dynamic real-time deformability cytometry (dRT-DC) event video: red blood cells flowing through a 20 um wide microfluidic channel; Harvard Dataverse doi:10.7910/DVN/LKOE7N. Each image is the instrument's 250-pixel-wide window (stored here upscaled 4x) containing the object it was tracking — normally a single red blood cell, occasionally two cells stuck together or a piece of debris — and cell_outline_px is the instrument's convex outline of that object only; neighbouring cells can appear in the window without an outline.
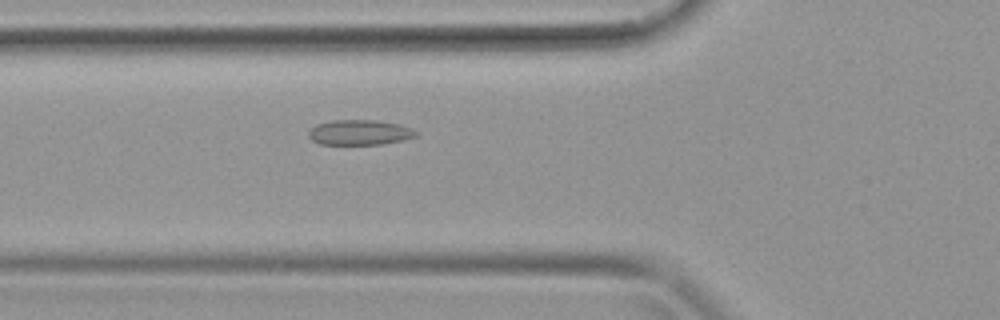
{"species": "common noctule bat (a hibernating species)", "species_latin": "Nyctalus noctula", "temperature_condition": "warm", "stored_images_in_passage": 29, "camera_frame_rate_fps": 3000, "um_per_image_px": 0.085, "animal": {"sex": "female", "body_mass_g": 19.9}, "frame": {"image": 1, "passage_image": 4, "time_ms": 1.0, "image_size_px": [1000, 320], "cell_outline_px": [[420, 132], [416, 136], [404, 140], [380, 144], [320, 144], [312, 140], [308, 136], [308, 132], [316, 124], [332, 120], [376, 120], [400, 124], [412, 128]], "centroid_in_image_um": [30.6, 11.25], "position_along_channel_um": 95.2, "area_um2": 15.84}}
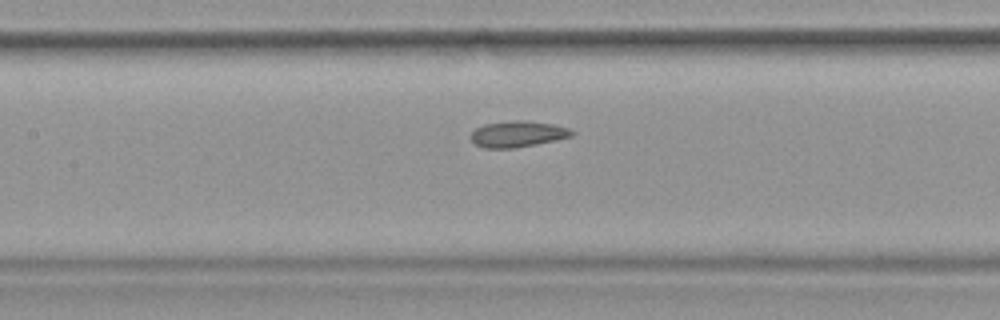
{"frame": {"image": 2, "passage_image": 8, "time_ms": 2.333, "image_size_px": [1000, 320], "cell_outline_px": [[576, 132], [572, 136], [556, 140], [516, 148], [484, 148], [476, 144], [468, 136], [476, 128], [484, 124], [516, 120], [524, 120], [552, 124], [568, 128]], "centroid_in_image_um": [44.0, 11.39], "position_along_channel_um": 163.4, "area_um2": 15.37}}
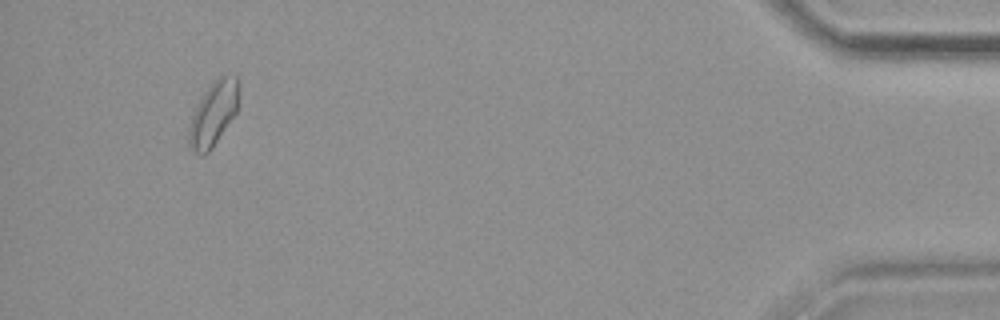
{"frame": {"image": 3, "passage_image": 27, "time_ms": 8.667, "image_size_px": [1000, 320], "cell_outline_px": [[240, 88], [236, 112], [212, 148], [204, 156], [200, 156], [192, 152], [188, 148], [188, 128], [192, 116], [204, 92], [220, 76], [236, 76], [240, 84]], "centroid_in_image_um": [18.12, 9.72], "position_along_channel_um": 417.1, "area_um2": 18.61}}